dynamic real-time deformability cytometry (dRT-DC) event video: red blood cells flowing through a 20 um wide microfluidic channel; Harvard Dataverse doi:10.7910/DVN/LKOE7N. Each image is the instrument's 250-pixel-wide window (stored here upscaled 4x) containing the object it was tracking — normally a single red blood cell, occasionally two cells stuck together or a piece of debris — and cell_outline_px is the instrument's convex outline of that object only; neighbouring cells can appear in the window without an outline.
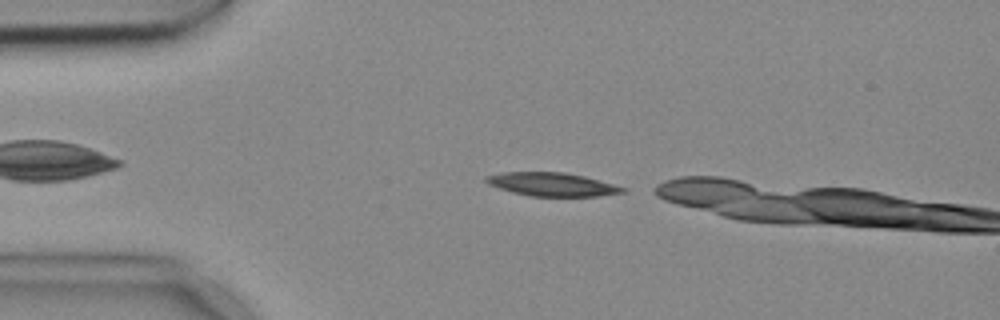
{"species": "common noctule bat (a hibernating species)", "species_latin": "Nyctalus noctula", "temperature_condition": "cold", "stored_images_in_passage": 41, "camera_frame_rate_fps": 3000, "um_per_image_px": 0.085, "animal": {"sex": "female", "body_mass_g": 18.4}, "frame": {"image": 1, "passage_image": 1, "time_ms": 0.0, "image_size_px": [1000, 320], "cell_outline_px": [[628, 192], [596, 196], [532, 196], [512, 192], [488, 184], [484, 180], [484, 176], [504, 172], [564, 172], [584, 176], [628, 188]], "centroid_in_image_um": [46.95, 15.67], "position_along_channel_um": 38.1, "area_um2": 18.67}}
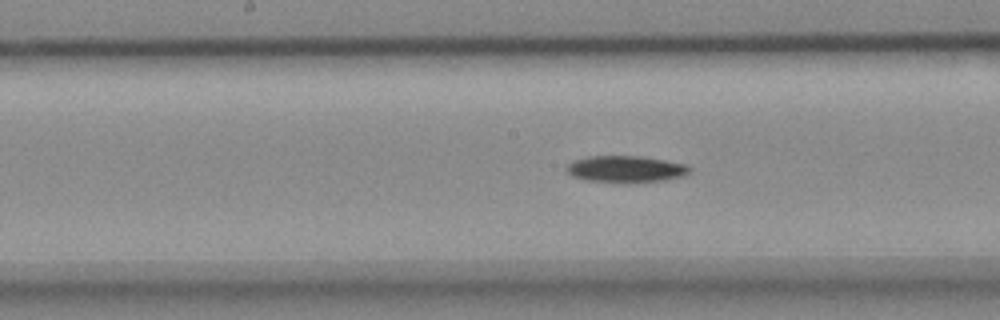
{"frame": {"image": 2, "passage_image": 16, "time_ms": 5.0, "image_size_px": [1000, 320], "cell_outline_px": [[692, 168], [684, 176], [664, 180], [628, 184], [584, 180], [572, 176], [564, 168], [572, 160], [588, 156], [640, 156], [664, 160], [684, 164]], "centroid_in_image_um": [53.14, 14.39], "position_along_channel_um": 195.1, "area_um2": 19.48}}
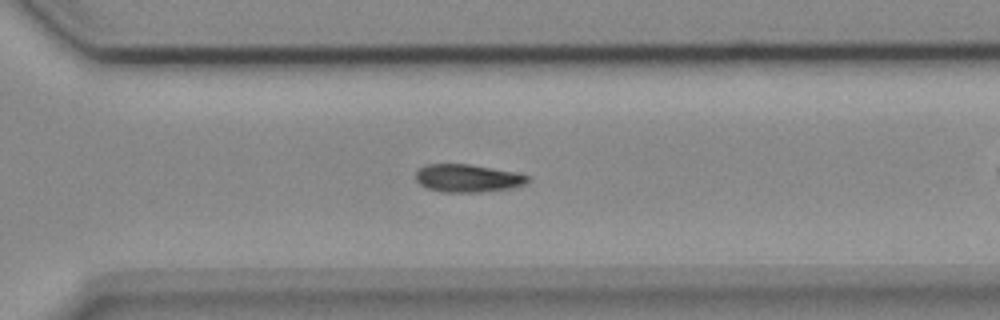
{"frame": {"image": 3, "passage_image": 27, "time_ms": 8.667, "image_size_px": [1000, 320], "cell_outline_px": [[528, 180], [524, 184], [508, 188], [476, 192], [440, 192], [428, 188], [420, 184], [416, 180], [416, 172], [424, 164], [468, 164], [512, 172], [528, 176]], "centroid_in_image_um": [39.66, 15.14], "position_along_channel_um": 330.9, "area_um2": 17.74}}